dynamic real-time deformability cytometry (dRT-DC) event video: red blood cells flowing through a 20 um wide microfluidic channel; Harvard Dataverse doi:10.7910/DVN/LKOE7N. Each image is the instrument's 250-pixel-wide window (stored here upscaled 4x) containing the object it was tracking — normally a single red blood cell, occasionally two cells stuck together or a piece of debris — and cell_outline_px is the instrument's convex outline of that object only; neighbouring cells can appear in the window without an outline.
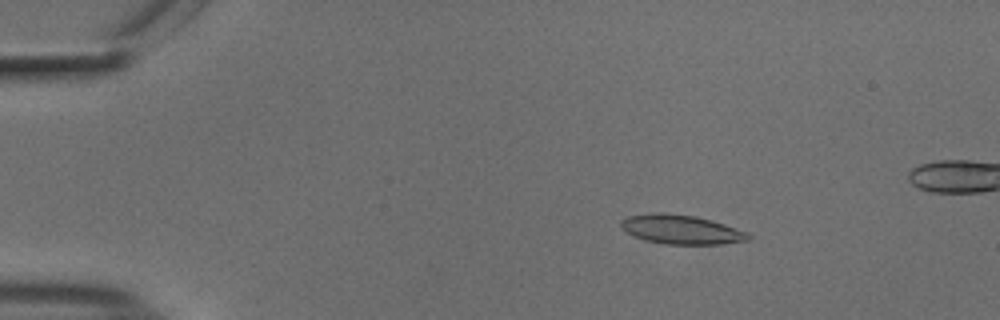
{"species": "common noctule bat (a hibernating species)", "species_latin": "Nyctalus noctula", "temperature_condition": "cold", "stored_images_in_passage": 48, "camera_frame_rate_fps": 3000, "um_per_image_px": 0.085, "animal": {"sex": "male", "body_mass_g": 18.8}, "frame": {"image": 1, "passage_image": 5, "time_ms": 1.333, "image_size_px": [1000, 320], "cell_outline_px": [[752, 240], [720, 244], [668, 244], [644, 240], [628, 232], [620, 224], [620, 220], [628, 216], [652, 212], [660, 212], [696, 216], [712, 220], [748, 232], [752, 236]], "centroid_in_image_um": [57.95, 19.5], "position_along_channel_um": 27.1, "area_um2": 21.68}}
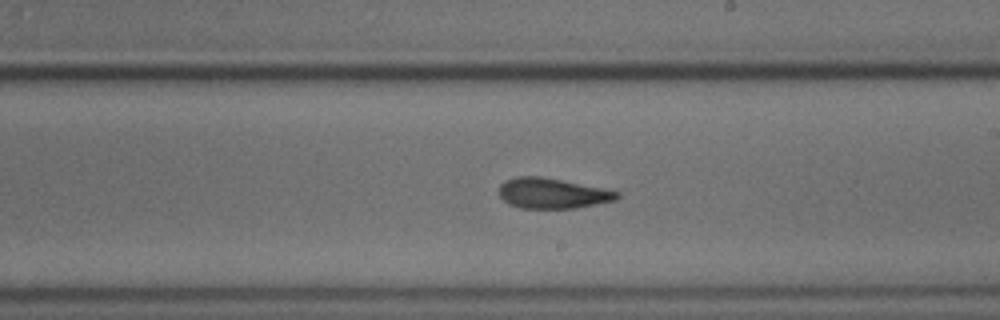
{"frame": {"image": 2, "passage_image": 28, "time_ms": 9.0, "image_size_px": [1000, 320], "cell_outline_px": [[620, 196], [616, 200], [576, 208], [520, 208], [508, 204], [500, 196], [500, 184], [504, 180], [516, 176], [544, 176], [604, 188], [620, 192]], "centroid_in_image_um": [46.96, 16.42], "position_along_channel_um": 242.0, "area_um2": 21.1}}
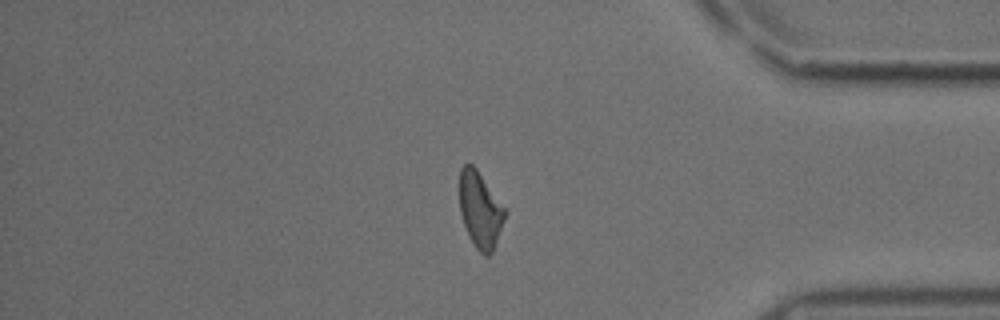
{"frame": {"image": 3, "passage_image": 42, "time_ms": 13.667, "image_size_px": [1000, 320], "cell_outline_px": [[508, 212], [492, 252], [488, 256], [484, 256], [476, 248], [464, 224], [460, 212], [460, 168], [464, 164], [472, 164], [476, 168]], "centroid_in_image_um": [40.83, 17.83], "position_along_channel_um": 394.4, "area_um2": 19.88}}